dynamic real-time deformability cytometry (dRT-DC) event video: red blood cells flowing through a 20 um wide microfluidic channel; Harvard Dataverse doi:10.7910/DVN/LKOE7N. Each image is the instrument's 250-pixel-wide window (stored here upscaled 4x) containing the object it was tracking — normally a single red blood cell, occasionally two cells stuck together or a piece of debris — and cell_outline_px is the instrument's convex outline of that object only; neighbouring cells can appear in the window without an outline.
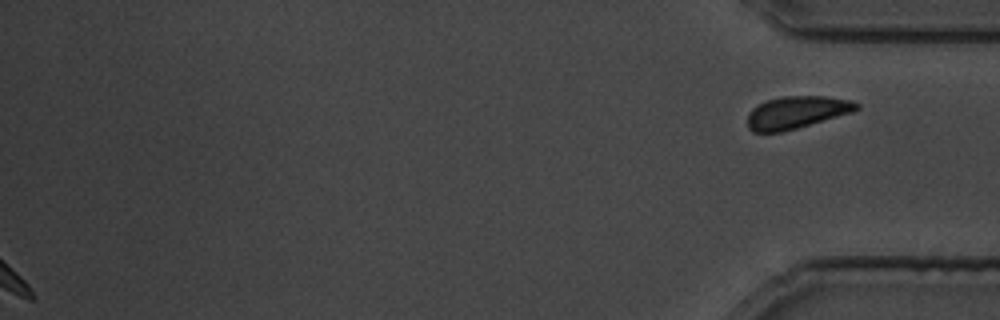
{"species": "common noctule bat (a hibernating species)", "species_latin": "Nyctalus noctula", "temperature_condition": "cold", "stored_images_in_passage": 27, "segment_of_instrument_passage": [2, 2], "camera_frame_rate_fps": 3000, "um_per_image_px": 0.085, "animal": {"sex": "male", "body_mass_g": 19.5, "forearm_length_mm": 54.6}, "frame": {"image": 1, "passage_image": 27, "time_ms": 32.333, "image_size_px": [1000, 320], "cell_outline_px": [[860, 108], [852, 112], [784, 132], [752, 132], [748, 128], [748, 112], [752, 108], [764, 100], [784, 96], [824, 96], [852, 100], [860, 104]], "centroid_in_image_um": [67.7, 9.55], "position_along_channel_um": 367.5, "area_um2": 20.75}}